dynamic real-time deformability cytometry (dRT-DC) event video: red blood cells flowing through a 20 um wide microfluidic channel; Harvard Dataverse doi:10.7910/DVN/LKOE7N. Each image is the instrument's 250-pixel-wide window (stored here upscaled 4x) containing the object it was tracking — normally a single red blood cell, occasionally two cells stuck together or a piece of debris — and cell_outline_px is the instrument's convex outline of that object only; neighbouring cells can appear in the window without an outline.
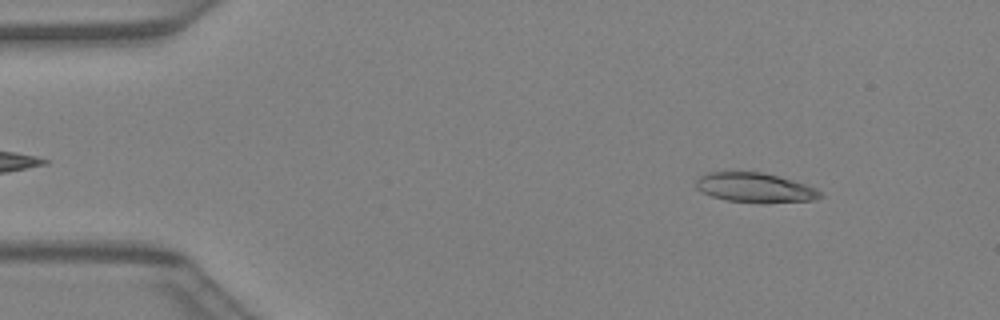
{"species": "Egyptian fruit bat (a non-hibernating species)", "species_latin": "Rousettus aegyptiacus", "temperature_condition": "warm", "stored_images_in_passage": 40, "camera_frame_rate_fps": 3000, "um_per_image_px": 0.085, "animal": {"sex": "female"}, "frame": {"image": 1, "passage_image": 4, "time_ms": 1.0, "image_size_px": [1000, 320], "cell_outline_px": [[824, 196], [816, 200], [724, 200], [712, 196], [696, 188], [696, 180], [700, 176], [708, 172], [760, 172], [776, 176], [804, 184], [816, 188]], "centroid_in_image_um": [64.12, 15.9], "position_along_channel_um": 20.9, "area_um2": 20.17}}
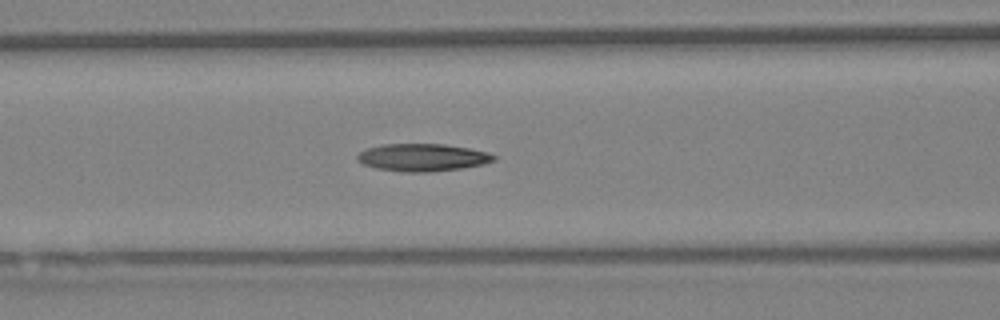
{"frame": {"image": 2, "passage_image": 16, "time_ms": 5.0, "image_size_px": [1000, 320], "cell_outline_px": [[496, 160], [484, 164], [460, 168], [432, 172], [400, 172], [376, 168], [364, 164], [356, 160], [356, 156], [364, 148], [384, 144], [444, 144], [468, 148], [488, 152], [496, 156]], "centroid_in_image_um": [35.89, 13.38], "position_along_channel_um": 130.7, "area_um2": 22.02}}
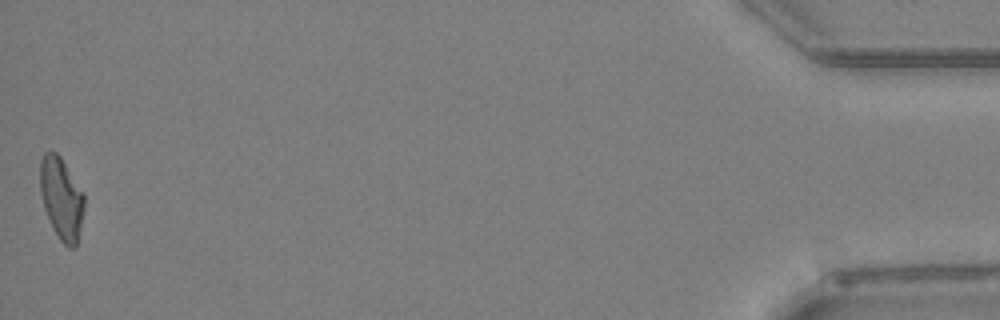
{"frame": {"image": 3, "passage_image": 40, "time_ms": 13.0, "image_size_px": [1000, 320], "cell_outline_px": [[84, 204], [76, 244], [72, 248], [68, 248], [60, 240], [44, 208], [40, 192], [40, 160], [44, 152], [56, 152], [60, 156], [84, 192]], "centroid_in_image_um": [5.21, 16.8], "position_along_channel_um": 430.0, "area_um2": 20.69}}